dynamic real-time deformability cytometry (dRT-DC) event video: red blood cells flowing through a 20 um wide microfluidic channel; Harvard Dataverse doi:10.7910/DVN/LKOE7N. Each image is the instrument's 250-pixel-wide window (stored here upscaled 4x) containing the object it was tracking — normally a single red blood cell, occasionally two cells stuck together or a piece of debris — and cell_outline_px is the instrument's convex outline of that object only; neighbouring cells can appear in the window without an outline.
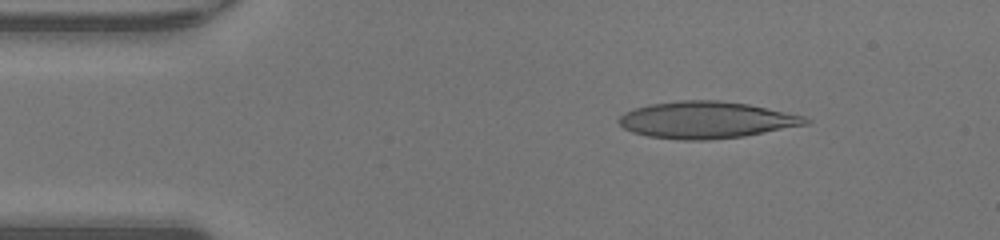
{"species": "human", "species_latin": "Homo sapiens", "temperature_condition": "warm", "stored_images_in_passage": 41, "camera_frame_rate_fps": 3000, "um_per_image_px": 0.085, "donor": {"sex": "male"}, "frame": {"image": 1, "passage_image": 1, "time_ms": 0.0, "image_size_px": [1000, 240], "cell_outline_px": [[812, 120], [808, 124], [744, 136], [704, 140], [680, 140], [648, 136], [632, 132], [624, 128], [620, 124], [620, 116], [624, 112], [648, 104], [680, 100], [720, 100], [748, 104], [804, 116]], "centroid_in_image_um": [60.03, 10.19], "position_along_channel_um": 25.0, "area_um2": 39.88}}
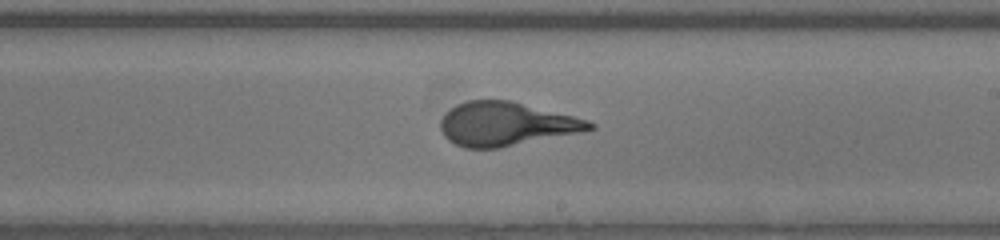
{"frame": {"image": 2, "passage_image": 21, "time_ms": 6.667, "image_size_px": [1000, 240], "cell_outline_px": [[596, 128], [496, 148], [464, 148], [448, 140], [444, 136], [440, 128], [440, 120], [456, 104], [468, 100], [512, 100], [588, 120], [596, 124]], "centroid_in_image_um": [42.97, 10.52], "position_along_channel_um": 246.0, "area_um2": 37.34}}
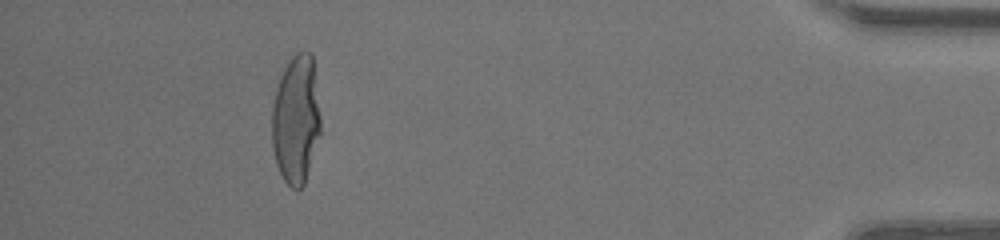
{"frame": {"image": 3, "passage_image": 37, "time_ms": 12.0, "image_size_px": [1000, 240], "cell_outline_px": [[320, 132], [304, 184], [300, 188], [292, 188], [284, 180], [276, 164], [272, 148], [272, 104], [276, 88], [280, 76], [288, 60], [296, 52], [312, 52], [320, 116]], "centroid_in_image_um": [25.14, 10.12], "position_along_channel_um": 410.1, "area_um2": 36.41}, "authors_computed_cell_mechanics": {"area_um2": 38.2058, "velocity_mm_per_s": 4.3033, "shape_relaxation_time_tau1_ms": 7.8843, "shape_relaxation_time_tau2_ms": null, "deformation_change_tau1": 0.3632, "deformation_change_tau2": null}}